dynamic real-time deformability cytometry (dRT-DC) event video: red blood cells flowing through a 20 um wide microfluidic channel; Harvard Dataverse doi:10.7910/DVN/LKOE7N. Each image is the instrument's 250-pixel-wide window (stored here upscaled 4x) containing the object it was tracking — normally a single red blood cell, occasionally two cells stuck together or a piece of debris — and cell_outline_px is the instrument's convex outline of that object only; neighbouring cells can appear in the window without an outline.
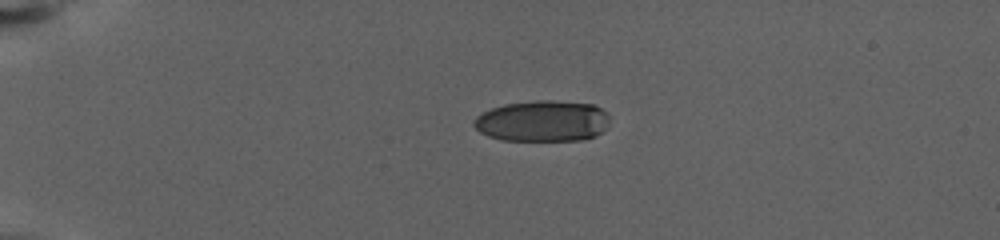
{"species": "human", "species_latin": "Homo sapiens", "temperature_condition": "warm", "stored_images_in_passage": 57, "camera_frame_rate_fps": 3000, "um_per_image_px": 0.085, "donor": {"sex": "female"}, "frame": {"image": 1, "passage_image": 1, "time_ms": 0.0, "image_size_px": [1000, 240], "cell_outline_px": [[608, 128], [596, 136], [580, 140], [500, 140], [488, 136], [480, 132], [472, 124], [476, 116], [492, 108], [504, 104], [536, 100], [552, 100], [592, 104], [608, 112]], "centroid_in_image_um": [46.13, 10.29], "position_along_channel_um": 38.9, "area_um2": 32.71}}
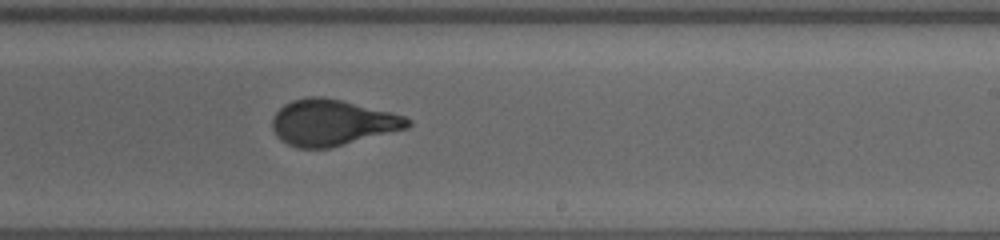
{"frame": {"image": 2, "passage_image": 31, "time_ms": 10.0, "image_size_px": [1000, 240], "cell_outline_px": [[412, 124], [408, 128], [332, 148], [300, 148], [288, 144], [280, 140], [276, 136], [272, 128], [272, 116], [284, 104], [292, 100], [308, 96], [324, 96], [392, 112], [404, 116], [412, 120]], "centroid_in_image_um": [28.24, 10.42], "position_along_channel_um": 260.8, "area_um2": 36.65}}
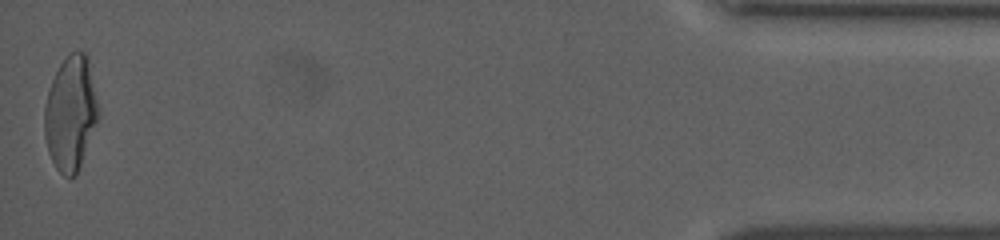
{"frame": {"image": 3, "passage_image": 57, "time_ms": 18.667, "image_size_px": [1000, 240], "cell_outline_px": [[100, 116], [76, 176], [64, 176], [56, 168], [48, 152], [44, 136], [44, 108], [48, 92], [52, 80], [60, 64], [68, 52], [84, 52], [88, 56], [100, 108]], "centroid_in_image_um": [6.03, 9.62], "position_along_channel_um": 429.2, "area_um2": 36.36}, "authors_computed_cell_mechanics": {"area_um2": 35.836, "velocity_mm_per_s": 2.8485, "shape_relaxation_time_tau1_ms": 7.7613, "shape_relaxation_time_tau2_ms": null, "deformation_change_tau1": 0.2575, "deformation_change_tau2": null}}